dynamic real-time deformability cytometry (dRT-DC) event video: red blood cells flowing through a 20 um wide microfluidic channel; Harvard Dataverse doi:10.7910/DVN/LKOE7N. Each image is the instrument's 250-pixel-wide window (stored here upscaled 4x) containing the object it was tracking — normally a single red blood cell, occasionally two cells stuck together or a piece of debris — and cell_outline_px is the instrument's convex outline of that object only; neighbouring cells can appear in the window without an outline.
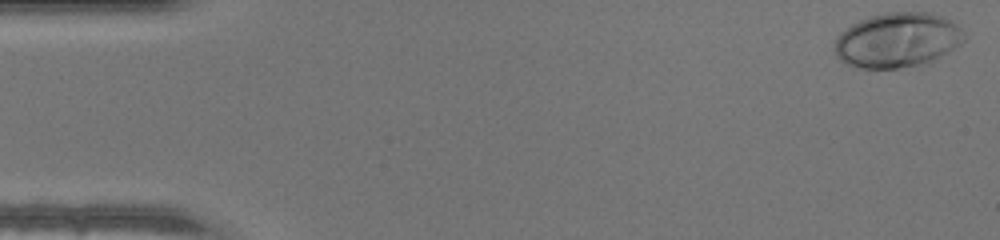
{"species": "human", "species_latin": "Homo sapiens", "temperature_condition": "warm", "stored_images_in_passage": 46, "camera_frame_rate_fps": 3000, "um_per_image_px": 0.085, "donor": {"sex": "male"}, "frame": {"image": 1, "passage_image": 1, "time_ms": 0.0, "image_size_px": [1000, 240], "cell_outline_px": [[964, 40], [960, 44], [948, 52], [932, 60], [920, 64], [900, 68], [856, 68], [840, 60], [836, 56], [832, 44], [836, 36], [840, 32], [852, 24], [860, 20], [872, 16], [888, 12], [932, 12], [944, 16], [956, 24], [964, 32]], "centroid_in_image_um": [76.24, 3.4], "position_along_channel_um": 8.8, "area_um2": 41.5}}
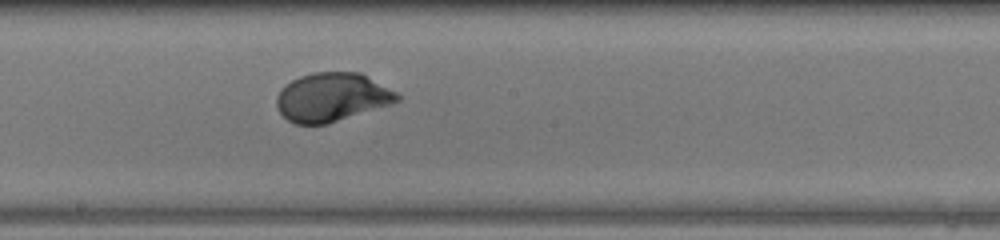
{"frame": {"image": 2, "passage_image": 25, "time_ms": 8.0, "image_size_px": [1000, 240], "cell_outline_px": [[400, 100], [392, 104], [328, 124], [296, 124], [288, 120], [276, 108], [276, 96], [280, 88], [292, 80], [300, 76], [312, 72], [360, 72], [396, 92], [400, 96]], "centroid_in_image_um": [28.19, 8.26], "position_along_channel_um": 220.0, "area_um2": 34.33}}
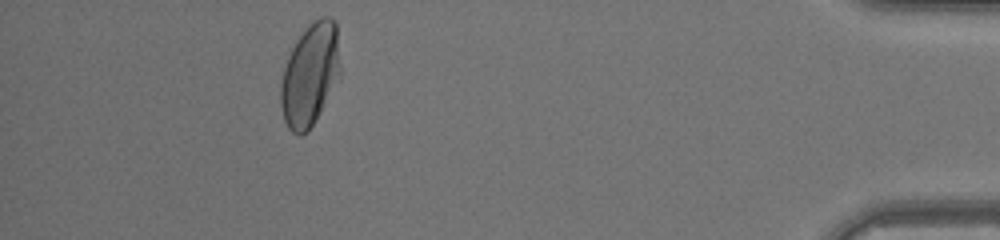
{"frame": {"image": 3, "passage_image": 42, "time_ms": 13.667, "image_size_px": [1000, 240], "cell_outline_px": [[340, 76], [320, 112], [308, 132], [300, 136], [292, 132], [288, 128], [284, 120], [280, 104], [280, 84], [284, 68], [288, 56], [296, 40], [304, 28], [308, 24], [320, 16], [328, 16], [336, 20], [340, 68]], "centroid_in_image_um": [26.34, 6.33], "position_along_channel_um": 408.9, "area_um2": 35.78}}